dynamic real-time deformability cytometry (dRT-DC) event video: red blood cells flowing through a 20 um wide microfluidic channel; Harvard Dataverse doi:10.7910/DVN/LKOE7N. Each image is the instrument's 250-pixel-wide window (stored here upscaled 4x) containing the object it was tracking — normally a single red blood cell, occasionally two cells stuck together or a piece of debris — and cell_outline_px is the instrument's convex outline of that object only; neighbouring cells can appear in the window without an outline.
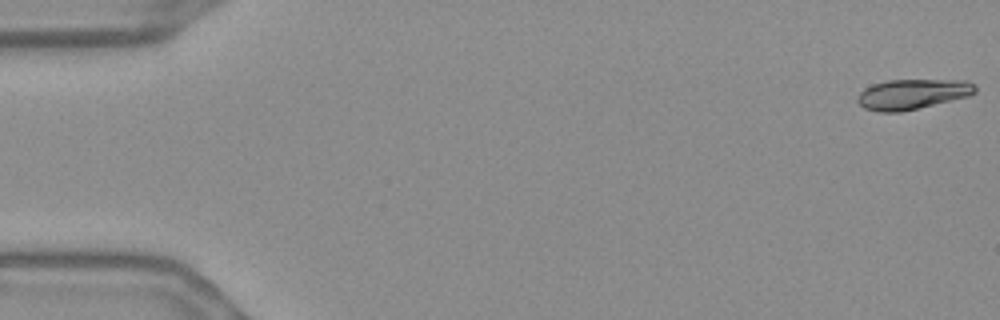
{"species": "Egyptian fruit bat (a non-hibernating species)", "species_latin": "Rousettus aegyptiacus", "temperature_condition": "warm", "stored_images_in_passage": 55, "camera_frame_rate_fps": 3000, "um_per_image_px": 0.085, "frame": {"image": 1, "passage_image": 1, "time_ms": 0.0, "image_size_px": [1000, 320], "cell_outline_px": [[976, 92], [968, 96], [900, 112], [880, 112], [864, 108], [856, 100], [860, 92], [864, 88], [872, 84], [888, 80], [964, 80], [976, 84]], "centroid_in_image_um": [77.54, 7.99], "position_along_channel_um": 7.5, "area_um2": 20.58}}
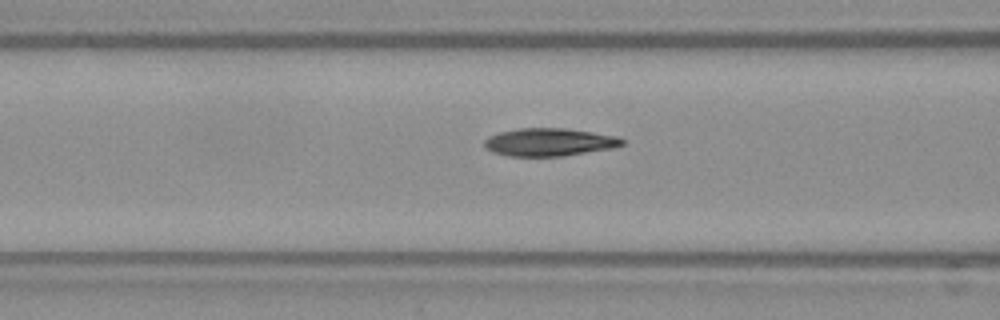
{"frame": {"image": 2, "passage_image": 22, "time_ms": 7.0, "image_size_px": [1000, 320], "cell_outline_px": [[624, 144], [616, 148], [564, 156], [508, 156], [492, 152], [484, 148], [484, 140], [488, 136], [500, 132], [520, 128], [564, 128], [620, 136], [624, 140]], "centroid_in_image_um": [46.71, 12.08], "position_along_channel_um": 119.9, "area_um2": 22.66}}
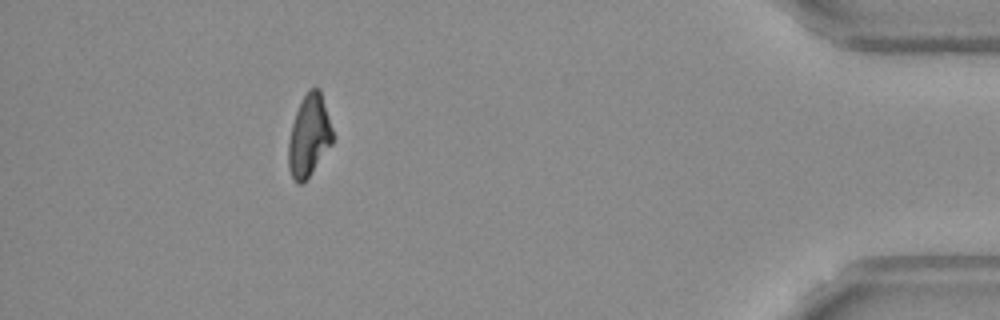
{"frame": {"image": 3, "passage_image": 50, "time_ms": 16.333, "image_size_px": [1000, 320], "cell_outline_px": [[336, 136], [332, 144], [308, 176], [300, 184], [296, 184], [292, 180], [288, 168], [288, 140], [292, 124], [296, 112], [308, 88], [320, 88]], "centroid_in_image_um": [26.29, 11.52], "position_along_channel_um": 408.9, "area_um2": 21.33}, "authors_computed_cell_mechanics": {"area_um2": 21.964, "velocity_mm_per_s": 3.6907, "shape_relaxation_time_tau1_ms": 7.9563, "shape_relaxation_time_tau2_ms": 2.8708, "deformation_change_tau1": 0.2241, "deformation_change_tau2": 0.0718}}